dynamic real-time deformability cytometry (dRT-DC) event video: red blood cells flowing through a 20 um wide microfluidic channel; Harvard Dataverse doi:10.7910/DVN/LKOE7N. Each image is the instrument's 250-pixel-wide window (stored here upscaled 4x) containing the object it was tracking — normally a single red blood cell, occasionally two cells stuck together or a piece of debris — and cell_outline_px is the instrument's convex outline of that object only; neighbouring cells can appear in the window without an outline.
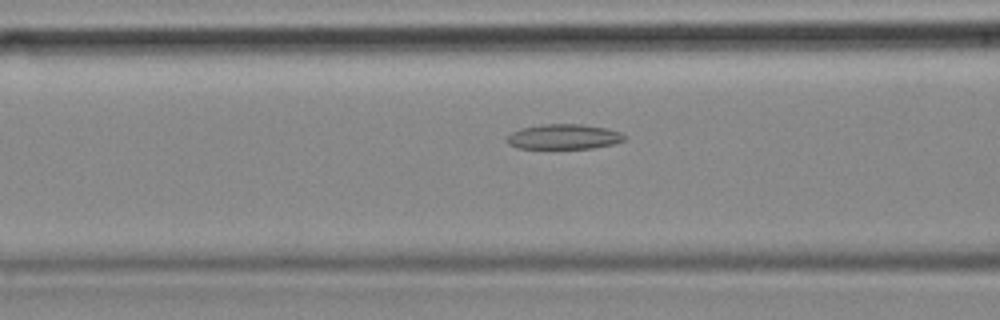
{"species": "common noctule bat (a hibernating species)", "species_latin": "Nyctalus noctula", "temperature_condition": "cold", "stored_images_in_passage": 55, "camera_frame_rate_fps": 3000, "um_per_image_px": 0.085, "animal": {"sex": "female", "body_mass_g": 18.4}, "frame": {"image": 1, "passage_image": 21, "time_ms": 6.667, "image_size_px": [1000, 320], "cell_outline_px": [[624, 140], [612, 144], [592, 148], [516, 148], [508, 144], [508, 136], [512, 132], [520, 128], [544, 124], [580, 124], [608, 128], [620, 132], [624, 136]], "centroid_in_image_um": [47.91, 11.61], "position_along_channel_um": 118.7, "area_um2": 16.99}}
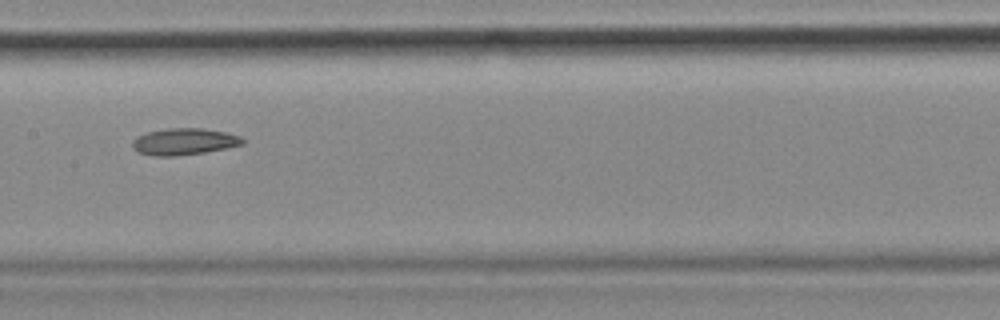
{"frame": {"image": 2, "passage_image": 27, "time_ms": 8.667, "image_size_px": [1000, 320], "cell_outline_px": [[244, 144], [204, 152], [176, 156], [152, 156], [136, 152], [132, 148], [132, 140], [136, 136], [148, 132], [168, 128], [200, 128], [224, 132], [240, 136], [244, 140]], "centroid_in_image_um": [15.58, 12.04], "position_along_channel_um": 191.8, "area_um2": 17.11}}
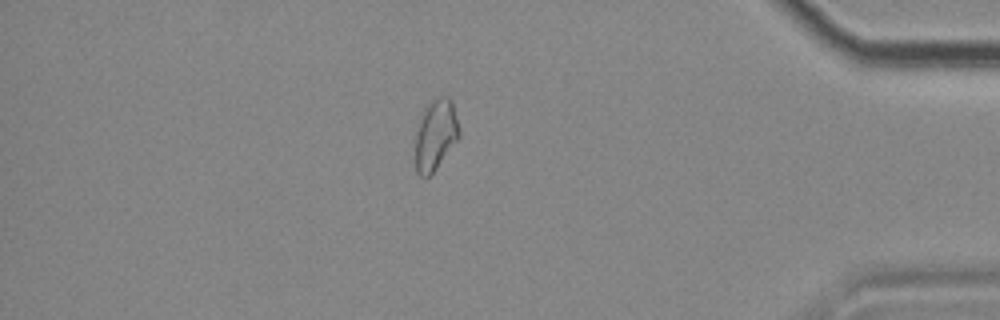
{"frame": {"image": 3, "passage_image": 47, "time_ms": 15.333, "image_size_px": [1000, 320], "cell_outline_px": [[460, 136], [436, 168], [428, 176], [420, 176], [416, 172], [416, 132], [424, 108], [432, 100], [440, 96], [448, 96], [452, 100], [460, 132]], "centroid_in_image_um": [37.03, 11.43], "position_along_channel_um": 398.2, "area_um2": 17.8}}